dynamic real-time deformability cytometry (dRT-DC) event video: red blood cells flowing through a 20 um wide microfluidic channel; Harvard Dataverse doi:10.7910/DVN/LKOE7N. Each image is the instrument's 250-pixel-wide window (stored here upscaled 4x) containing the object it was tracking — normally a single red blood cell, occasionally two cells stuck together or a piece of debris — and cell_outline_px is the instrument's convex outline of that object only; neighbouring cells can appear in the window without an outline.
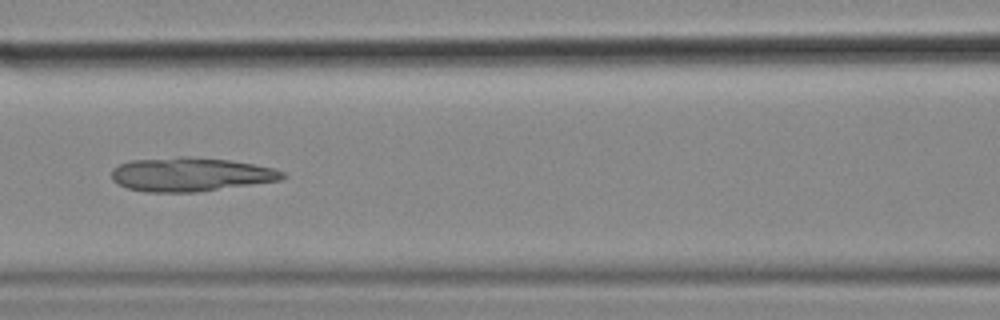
{"species": "common noctule bat (a hibernating species)", "species_latin": "Nyctalus noctula", "temperature_condition": "cold", "stored_images_in_passage": 47, "camera_frame_rate_fps": 3000, "um_per_image_px": 0.085, "animal": {"sex": "female", "body_mass_g": 18.4}, "frame": {"image": 1, "passage_image": 21, "time_ms": 6.667, "image_size_px": [1000, 320], "cell_outline_px": [[288, 176], [280, 180], [196, 192], [144, 192], [128, 188], [112, 180], [112, 168], [120, 164], [132, 160], [184, 156], [228, 160], [276, 168], [284, 172]], "centroid_in_image_um": [16.2, 14.82], "position_along_channel_um": 150.4, "area_um2": 33.58}}